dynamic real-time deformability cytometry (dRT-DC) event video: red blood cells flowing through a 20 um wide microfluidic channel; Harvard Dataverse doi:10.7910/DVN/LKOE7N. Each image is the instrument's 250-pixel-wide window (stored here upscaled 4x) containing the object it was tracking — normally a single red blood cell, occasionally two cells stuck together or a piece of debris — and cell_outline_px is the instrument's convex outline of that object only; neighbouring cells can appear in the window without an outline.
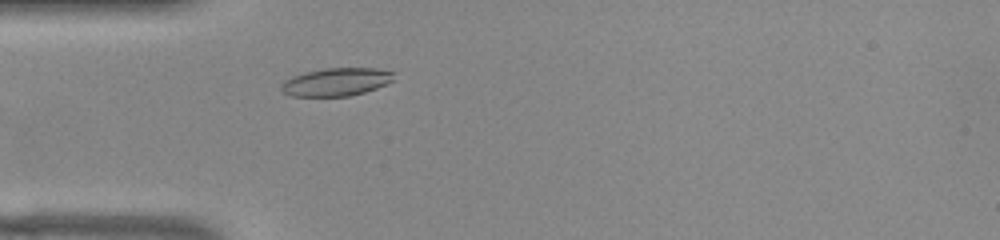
{"species": "common noctule bat (a hibernating species)", "species_latin": "Nyctalus noctula", "temperature_condition": "warm", "stored_images_in_passage": 41, "camera_frame_rate_fps": 3000, "um_per_image_px": 0.085, "animal": {"sex": "female", "body_mass_g": 22.0, "forearm_length_mm": 56.7}, "frame": {"image": 1, "passage_image": 4, "time_ms": 1.0, "image_size_px": [1000, 240], "cell_outline_px": [[396, 72], [392, 80], [376, 88], [364, 92], [348, 96], [292, 96], [284, 92], [280, 88], [280, 84], [284, 80], [292, 76], [304, 72], [324, 68], [376, 68]], "centroid_in_image_um": [28.56, 6.95], "position_along_channel_um": 56.4, "area_um2": 18.38}}
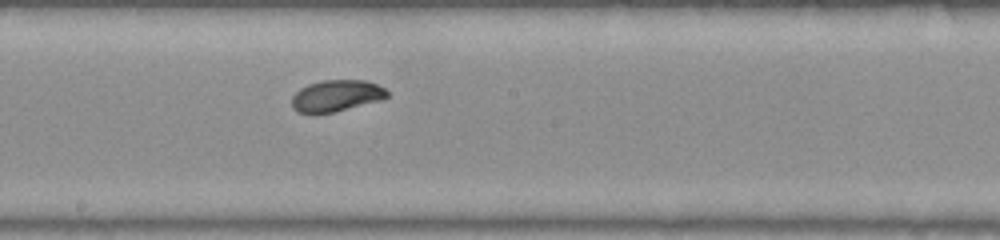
{"frame": {"image": 2, "passage_image": 17, "time_ms": 5.333, "image_size_px": [1000, 240], "cell_outline_px": [[388, 96], [384, 100], [316, 116], [312, 116], [296, 112], [292, 108], [292, 96], [300, 88], [308, 84], [324, 80], [364, 80], [376, 84], [384, 88], [388, 92]], "centroid_in_image_um": [28.55, 8.18], "position_along_channel_um": 219.6, "area_um2": 18.03}}
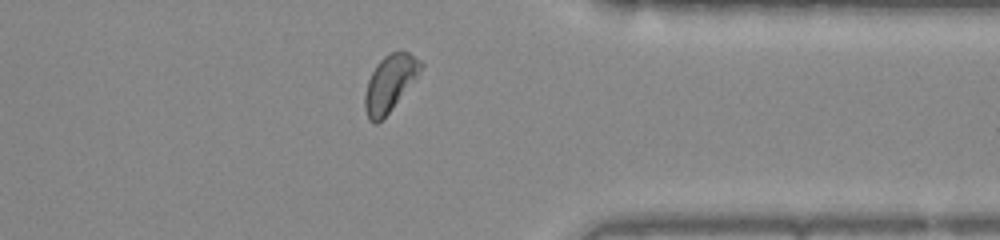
{"frame": {"image": 3, "passage_image": 30, "time_ms": 9.667, "image_size_px": [1000, 240], "cell_outline_px": [[424, 64], [416, 76], [388, 112], [376, 124], [372, 124], [368, 120], [364, 108], [364, 96], [368, 80], [376, 64], [384, 56], [400, 48], [408, 52], [420, 60]], "centroid_in_image_um": [33.09, 7.04], "position_along_channel_um": 378.3, "area_um2": 17.98}, "authors_computed_cell_mechanics": {"area_um2": 17.9758, "velocity_mm_per_s": 3.8566, "shape_relaxation_time_tau1_ms": 1.7289, "shape_relaxation_time_tau2_ms": 1.0268, "deformation_change_tau1": 0.1273, "deformation_change_tau2": 0.0469}}